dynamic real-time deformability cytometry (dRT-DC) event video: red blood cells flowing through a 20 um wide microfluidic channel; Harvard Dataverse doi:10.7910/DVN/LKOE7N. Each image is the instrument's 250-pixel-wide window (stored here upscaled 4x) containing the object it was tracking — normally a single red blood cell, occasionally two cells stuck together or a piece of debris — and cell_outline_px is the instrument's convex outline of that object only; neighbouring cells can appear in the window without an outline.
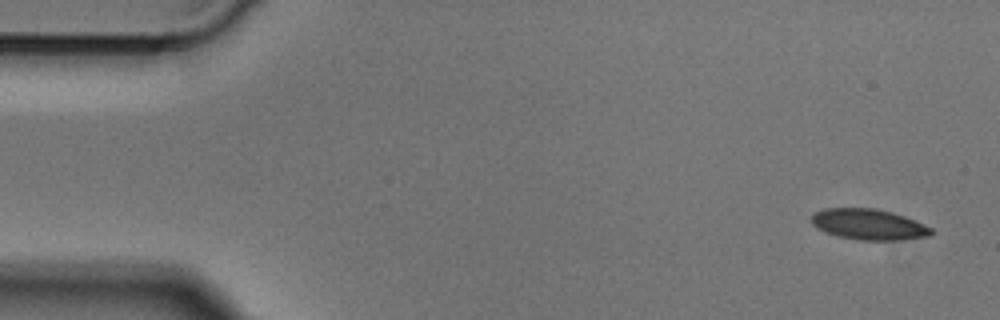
{"species": "Egyptian fruit bat (a non-hibernating species)", "species_latin": "Rousettus aegyptiacus", "temperature_condition": "cold", "stored_images_in_passage": 8, "camera_frame_rate_fps": 3000, "um_per_image_px": 0.085, "animal": {"sex": "male"}, "frame": {"image": 1, "passage_image": 1, "time_ms": 0.0, "image_size_px": [1000, 320], "cell_outline_px": [[932, 232], [928, 236], [896, 240], [860, 240], [836, 236], [824, 232], [816, 228], [812, 224], [812, 216], [816, 212], [824, 208], [872, 208], [892, 212], [916, 220], [932, 228]], "centroid_in_image_um": [73.81, 19.07], "position_along_channel_um": 11.2, "area_um2": 21.44}}